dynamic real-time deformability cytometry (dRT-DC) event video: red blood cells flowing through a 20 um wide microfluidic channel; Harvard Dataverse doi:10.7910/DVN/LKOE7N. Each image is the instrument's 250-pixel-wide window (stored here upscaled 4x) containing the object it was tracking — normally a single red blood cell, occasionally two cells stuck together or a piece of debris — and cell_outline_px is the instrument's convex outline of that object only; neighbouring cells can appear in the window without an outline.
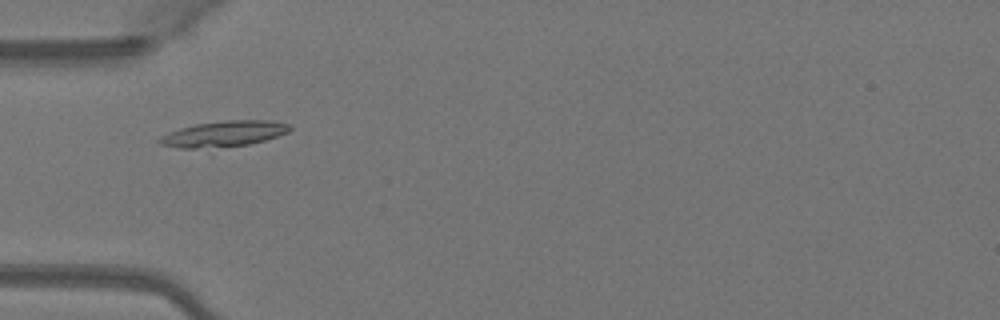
{"species": "Egyptian fruit bat (a non-hibernating species)", "species_latin": "Rousettus aegyptiacus", "temperature_condition": "warm", "stored_images_in_passage": 49, "camera_frame_rate_fps": 3000, "um_per_image_px": 0.085, "animal": {"sex": "female"}, "frame": {"image": 1, "passage_image": 15, "time_ms": 4.667, "image_size_px": [1000, 320], "cell_outline_px": [[292, 128], [288, 132], [264, 140], [212, 156], [160, 144], [156, 140], [160, 136], [168, 132], [180, 128], [196, 124], [224, 120], [272, 120], [292, 124]], "centroid_in_image_um": [18.94, 11.5], "position_along_channel_um": 66.1, "area_um2": 21.91}}
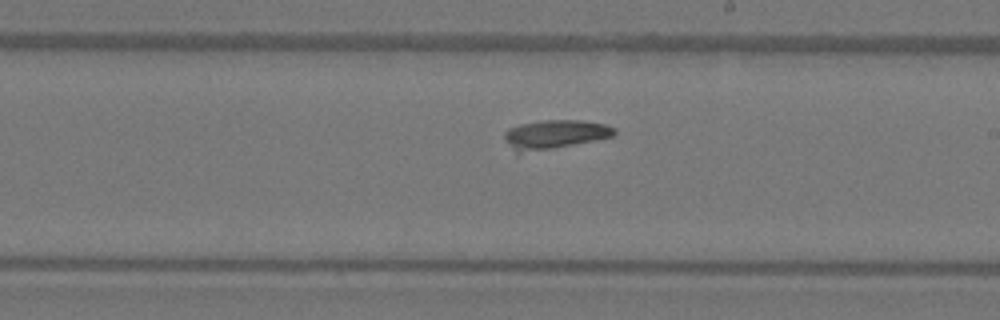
{"frame": {"image": 2, "passage_image": 28, "time_ms": 9.0, "image_size_px": [1000, 320], "cell_outline_px": [[616, 132], [612, 136], [516, 156], [504, 140], [504, 132], [508, 128], [520, 124], [544, 120], [584, 120], [604, 124], [616, 128]], "centroid_in_image_um": [47.05, 11.45], "position_along_channel_um": 242.0, "area_um2": 18.9}}
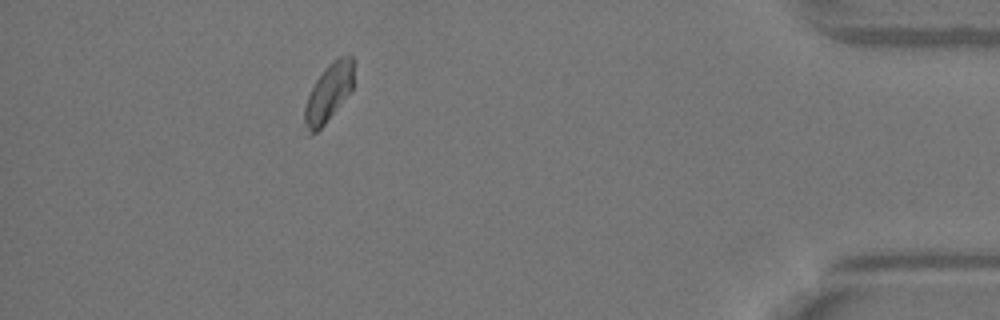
{"frame": {"image": 3, "passage_image": 44, "time_ms": 14.333, "image_size_px": [1000, 320], "cell_outline_px": [[356, 60], [352, 88], [324, 124], [316, 132], [308, 136], [304, 132], [304, 108], [308, 96], [316, 80], [328, 64], [332, 60], [340, 56], [352, 56]], "centroid_in_image_um": [27.92, 7.87], "position_along_channel_um": 407.3, "area_um2": 16.65}, "authors_computed_cell_mechanics": {"area_um2": 17.8602, "velocity_mm_per_s": 4.0581, "shape_relaxation_time_tau1_ms": 2.5295, "shape_relaxation_time_tau2_ms": null, "deformation_change_tau1": 0.1475, "deformation_change_tau2": null}}